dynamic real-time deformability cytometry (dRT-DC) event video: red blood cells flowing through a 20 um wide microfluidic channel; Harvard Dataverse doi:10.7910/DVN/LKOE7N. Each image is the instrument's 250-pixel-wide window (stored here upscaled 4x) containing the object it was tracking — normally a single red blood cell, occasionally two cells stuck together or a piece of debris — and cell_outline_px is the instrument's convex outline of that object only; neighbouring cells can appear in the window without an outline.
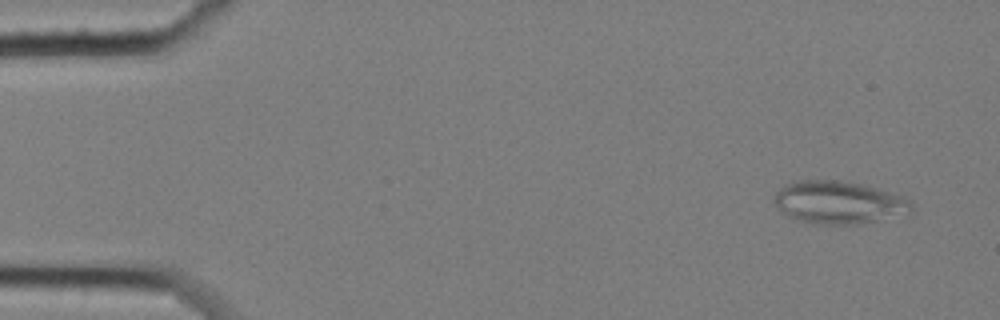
{"species": "common noctule bat (a hibernating species)", "species_latin": "Nyctalus noctula", "temperature_condition": "cold", "stored_images_in_passage": 57, "segment_of_instrument_passage": [1, 2], "camera_frame_rate_fps": 3000, "um_per_image_px": 0.085, "animal": {"sex": "female", "body_mass_g": 25.1}, "frame": {"image": 1, "passage_image": 3, "time_ms": 0.667, "image_size_px": [1000, 320], "cell_outline_px": [[912, 208], [876, 220], [856, 224], [812, 224], [792, 220], [776, 204], [776, 192], [784, 184], [796, 180], [840, 180], [864, 184], [904, 196], [912, 204]], "centroid_in_image_um": [71.2, 17.18], "position_along_channel_um": 13.8, "area_um2": 33.64}}